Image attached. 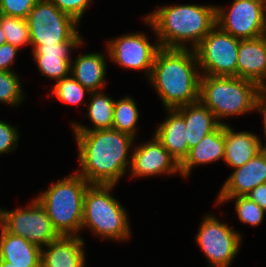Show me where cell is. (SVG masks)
Masks as SVG:
<instances>
[{"label": "cell", "mask_w": 266, "mask_h": 267, "mask_svg": "<svg viewBox=\"0 0 266 267\" xmlns=\"http://www.w3.org/2000/svg\"><path fill=\"white\" fill-rule=\"evenodd\" d=\"M20 75L16 71H0V105L19 107L26 100ZM25 92V93H24Z\"/></svg>", "instance_id": "cell-28"}, {"label": "cell", "mask_w": 266, "mask_h": 267, "mask_svg": "<svg viewBox=\"0 0 266 267\" xmlns=\"http://www.w3.org/2000/svg\"><path fill=\"white\" fill-rule=\"evenodd\" d=\"M87 98H89V103L86 104L85 109L87 111L84 114V118H88L90 124L86 126L75 120L70 124L71 130L96 131L112 129L115 98L106 94L105 90L91 92Z\"/></svg>", "instance_id": "cell-23"}, {"label": "cell", "mask_w": 266, "mask_h": 267, "mask_svg": "<svg viewBox=\"0 0 266 267\" xmlns=\"http://www.w3.org/2000/svg\"><path fill=\"white\" fill-rule=\"evenodd\" d=\"M228 5H216V25L223 31L240 40L266 34V4L263 0H232Z\"/></svg>", "instance_id": "cell-12"}, {"label": "cell", "mask_w": 266, "mask_h": 267, "mask_svg": "<svg viewBox=\"0 0 266 267\" xmlns=\"http://www.w3.org/2000/svg\"><path fill=\"white\" fill-rule=\"evenodd\" d=\"M155 36L152 43L150 37L145 32H129L120 34L111 39H107L104 44L109 54V62L114 63L119 68L130 71L144 72L143 78L150 77L152 66L158 50L161 48L156 37L155 29L150 21L141 17Z\"/></svg>", "instance_id": "cell-9"}, {"label": "cell", "mask_w": 266, "mask_h": 267, "mask_svg": "<svg viewBox=\"0 0 266 267\" xmlns=\"http://www.w3.org/2000/svg\"><path fill=\"white\" fill-rule=\"evenodd\" d=\"M84 42H61L55 45H31V56L37 70L45 79L55 84L68 77L71 70L73 52L82 49Z\"/></svg>", "instance_id": "cell-14"}, {"label": "cell", "mask_w": 266, "mask_h": 267, "mask_svg": "<svg viewBox=\"0 0 266 267\" xmlns=\"http://www.w3.org/2000/svg\"><path fill=\"white\" fill-rule=\"evenodd\" d=\"M2 261L18 267H41V248L1 227Z\"/></svg>", "instance_id": "cell-24"}, {"label": "cell", "mask_w": 266, "mask_h": 267, "mask_svg": "<svg viewBox=\"0 0 266 267\" xmlns=\"http://www.w3.org/2000/svg\"><path fill=\"white\" fill-rule=\"evenodd\" d=\"M106 50V51H105ZM104 51L73 55L71 62V76L90 92L105 90L107 84V47Z\"/></svg>", "instance_id": "cell-16"}, {"label": "cell", "mask_w": 266, "mask_h": 267, "mask_svg": "<svg viewBox=\"0 0 266 267\" xmlns=\"http://www.w3.org/2000/svg\"><path fill=\"white\" fill-rule=\"evenodd\" d=\"M0 267H18V266H11V263H9V262L1 261Z\"/></svg>", "instance_id": "cell-37"}, {"label": "cell", "mask_w": 266, "mask_h": 267, "mask_svg": "<svg viewBox=\"0 0 266 267\" xmlns=\"http://www.w3.org/2000/svg\"><path fill=\"white\" fill-rule=\"evenodd\" d=\"M231 172L221 185L217 197L245 196L258 185L266 183V148Z\"/></svg>", "instance_id": "cell-15"}, {"label": "cell", "mask_w": 266, "mask_h": 267, "mask_svg": "<svg viewBox=\"0 0 266 267\" xmlns=\"http://www.w3.org/2000/svg\"><path fill=\"white\" fill-rule=\"evenodd\" d=\"M240 39L216 25L194 48L201 75L237 77Z\"/></svg>", "instance_id": "cell-11"}, {"label": "cell", "mask_w": 266, "mask_h": 267, "mask_svg": "<svg viewBox=\"0 0 266 267\" xmlns=\"http://www.w3.org/2000/svg\"><path fill=\"white\" fill-rule=\"evenodd\" d=\"M237 77L266 88V35L240 40L237 58Z\"/></svg>", "instance_id": "cell-18"}, {"label": "cell", "mask_w": 266, "mask_h": 267, "mask_svg": "<svg viewBox=\"0 0 266 267\" xmlns=\"http://www.w3.org/2000/svg\"><path fill=\"white\" fill-rule=\"evenodd\" d=\"M225 135L224 124L206 135L196 146L189 149L188 155L180 163L182 179L190 178L193 168L224 161Z\"/></svg>", "instance_id": "cell-20"}, {"label": "cell", "mask_w": 266, "mask_h": 267, "mask_svg": "<svg viewBox=\"0 0 266 267\" xmlns=\"http://www.w3.org/2000/svg\"><path fill=\"white\" fill-rule=\"evenodd\" d=\"M2 261L1 257V226H0V262Z\"/></svg>", "instance_id": "cell-38"}, {"label": "cell", "mask_w": 266, "mask_h": 267, "mask_svg": "<svg viewBox=\"0 0 266 267\" xmlns=\"http://www.w3.org/2000/svg\"><path fill=\"white\" fill-rule=\"evenodd\" d=\"M246 196L266 211V183L258 185L247 193Z\"/></svg>", "instance_id": "cell-35"}, {"label": "cell", "mask_w": 266, "mask_h": 267, "mask_svg": "<svg viewBox=\"0 0 266 267\" xmlns=\"http://www.w3.org/2000/svg\"><path fill=\"white\" fill-rule=\"evenodd\" d=\"M200 78L194 49L161 47L147 82L164 109H176L199 101Z\"/></svg>", "instance_id": "cell-2"}, {"label": "cell", "mask_w": 266, "mask_h": 267, "mask_svg": "<svg viewBox=\"0 0 266 267\" xmlns=\"http://www.w3.org/2000/svg\"><path fill=\"white\" fill-rule=\"evenodd\" d=\"M60 11L74 17L81 22L93 0H50Z\"/></svg>", "instance_id": "cell-32"}, {"label": "cell", "mask_w": 266, "mask_h": 267, "mask_svg": "<svg viewBox=\"0 0 266 267\" xmlns=\"http://www.w3.org/2000/svg\"><path fill=\"white\" fill-rule=\"evenodd\" d=\"M175 110L185 119L189 149L221 125L211 110L200 101L180 106Z\"/></svg>", "instance_id": "cell-22"}, {"label": "cell", "mask_w": 266, "mask_h": 267, "mask_svg": "<svg viewBox=\"0 0 266 267\" xmlns=\"http://www.w3.org/2000/svg\"><path fill=\"white\" fill-rule=\"evenodd\" d=\"M19 51V48L9 43L0 46V71H15L14 65Z\"/></svg>", "instance_id": "cell-33"}, {"label": "cell", "mask_w": 266, "mask_h": 267, "mask_svg": "<svg viewBox=\"0 0 266 267\" xmlns=\"http://www.w3.org/2000/svg\"><path fill=\"white\" fill-rule=\"evenodd\" d=\"M140 111L131 95L115 99L112 129L128 134L137 140Z\"/></svg>", "instance_id": "cell-25"}, {"label": "cell", "mask_w": 266, "mask_h": 267, "mask_svg": "<svg viewBox=\"0 0 266 267\" xmlns=\"http://www.w3.org/2000/svg\"><path fill=\"white\" fill-rule=\"evenodd\" d=\"M83 236H60L41 248V267H87Z\"/></svg>", "instance_id": "cell-17"}, {"label": "cell", "mask_w": 266, "mask_h": 267, "mask_svg": "<svg viewBox=\"0 0 266 267\" xmlns=\"http://www.w3.org/2000/svg\"><path fill=\"white\" fill-rule=\"evenodd\" d=\"M129 172V180L176 174L181 177L180 164L154 134L150 140L134 143Z\"/></svg>", "instance_id": "cell-13"}, {"label": "cell", "mask_w": 266, "mask_h": 267, "mask_svg": "<svg viewBox=\"0 0 266 267\" xmlns=\"http://www.w3.org/2000/svg\"><path fill=\"white\" fill-rule=\"evenodd\" d=\"M117 185L90 184L85 191L81 231L86 229L101 241L128 242L133 232L129 212L113 196Z\"/></svg>", "instance_id": "cell-4"}, {"label": "cell", "mask_w": 266, "mask_h": 267, "mask_svg": "<svg viewBox=\"0 0 266 267\" xmlns=\"http://www.w3.org/2000/svg\"><path fill=\"white\" fill-rule=\"evenodd\" d=\"M38 0H0V14L26 19Z\"/></svg>", "instance_id": "cell-31"}, {"label": "cell", "mask_w": 266, "mask_h": 267, "mask_svg": "<svg viewBox=\"0 0 266 267\" xmlns=\"http://www.w3.org/2000/svg\"><path fill=\"white\" fill-rule=\"evenodd\" d=\"M233 202L234 204V214L237 215V219L244 225L250 227H258L263 224L266 211L263 210L257 203L250 200L245 196H235V197H216L215 207H221L222 205Z\"/></svg>", "instance_id": "cell-27"}, {"label": "cell", "mask_w": 266, "mask_h": 267, "mask_svg": "<svg viewBox=\"0 0 266 267\" xmlns=\"http://www.w3.org/2000/svg\"><path fill=\"white\" fill-rule=\"evenodd\" d=\"M0 26L9 43L19 49L31 47L26 19L0 14Z\"/></svg>", "instance_id": "cell-29"}, {"label": "cell", "mask_w": 266, "mask_h": 267, "mask_svg": "<svg viewBox=\"0 0 266 267\" xmlns=\"http://www.w3.org/2000/svg\"><path fill=\"white\" fill-rule=\"evenodd\" d=\"M17 126L0 119V157L17 150L21 134Z\"/></svg>", "instance_id": "cell-30"}, {"label": "cell", "mask_w": 266, "mask_h": 267, "mask_svg": "<svg viewBox=\"0 0 266 267\" xmlns=\"http://www.w3.org/2000/svg\"><path fill=\"white\" fill-rule=\"evenodd\" d=\"M31 45L84 42L80 23L50 0H38L26 18Z\"/></svg>", "instance_id": "cell-8"}, {"label": "cell", "mask_w": 266, "mask_h": 267, "mask_svg": "<svg viewBox=\"0 0 266 267\" xmlns=\"http://www.w3.org/2000/svg\"><path fill=\"white\" fill-rule=\"evenodd\" d=\"M78 169L89 184L119 185L128 174L135 138L114 129L72 131Z\"/></svg>", "instance_id": "cell-1"}, {"label": "cell", "mask_w": 266, "mask_h": 267, "mask_svg": "<svg viewBox=\"0 0 266 267\" xmlns=\"http://www.w3.org/2000/svg\"><path fill=\"white\" fill-rule=\"evenodd\" d=\"M51 85L47 95L48 98L50 97L52 100L57 99V101L69 106L79 105V107H82V110H85L88 103L85 97H89L91 92L75 80L71 74Z\"/></svg>", "instance_id": "cell-26"}, {"label": "cell", "mask_w": 266, "mask_h": 267, "mask_svg": "<svg viewBox=\"0 0 266 267\" xmlns=\"http://www.w3.org/2000/svg\"><path fill=\"white\" fill-rule=\"evenodd\" d=\"M259 89L255 82L240 77L201 75L199 101L221 124H228L226 119L255 112Z\"/></svg>", "instance_id": "cell-6"}, {"label": "cell", "mask_w": 266, "mask_h": 267, "mask_svg": "<svg viewBox=\"0 0 266 267\" xmlns=\"http://www.w3.org/2000/svg\"><path fill=\"white\" fill-rule=\"evenodd\" d=\"M4 43H6V37H5L4 32L0 26V46L3 45Z\"/></svg>", "instance_id": "cell-36"}, {"label": "cell", "mask_w": 266, "mask_h": 267, "mask_svg": "<svg viewBox=\"0 0 266 267\" xmlns=\"http://www.w3.org/2000/svg\"><path fill=\"white\" fill-rule=\"evenodd\" d=\"M29 202L26 206L20 205L12 210L0 207V226L6 232L24 237L30 243L43 248L60 235L41 203L35 197Z\"/></svg>", "instance_id": "cell-10"}, {"label": "cell", "mask_w": 266, "mask_h": 267, "mask_svg": "<svg viewBox=\"0 0 266 267\" xmlns=\"http://www.w3.org/2000/svg\"><path fill=\"white\" fill-rule=\"evenodd\" d=\"M214 213H206L194 242L203 253L206 267H231L243 245V234Z\"/></svg>", "instance_id": "cell-7"}, {"label": "cell", "mask_w": 266, "mask_h": 267, "mask_svg": "<svg viewBox=\"0 0 266 267\" xmlns=\"http://www.w3.org/2000/svg\"><path fill=\"white\" fill-rule=\"evenodd\" d=\"M89 185L74 170L35 196L60 236H81L84 195Z\"/></svg>", "instance_id": "cell-5"}, {"label": "cell", "mask_w": 266, "mask_h": 267, "mask_svg": "<svg viewBox=\"0 0 266 267\" xmlns=\"http://www.w3.org/2000/svg\"><path fill=\"white\" fill-rule=\"evenodd\" d=\"M164 111V120L153 134L180 164L189 153L185 119L175 109Z\"/></svg>", "instance_id": "cell-21"}, {"label": "cell", "mask_w": 266, "mask_h": 267, "mask_svg": "<svg viewBox=\"0 0 266 267\" xmlns=\"http://www.w3.org/2000/svg\"><path fill=\"white\" fill-rule=\"evenodd\" d=\"M225 149L224 163L231 169L246 164L253 158L263 147L264 140L259 134L251 131H236L232 124H224Z\"/></svg>", "instance_id": "cell-19"}, {"label": "cell", "mask_w": 266, "mask_h": 267, "mask_svg": "<svg viewBox=\"0 0 266 267\" xmlns=\"http://www.w3.org/2000/svg\"><path fill=\"white\" fill-rule=\"evenodd\" d=\"M255 111L256 113H259L262 117V132H263V138H264V143L262 144L264 148H266V88H260L256 100H255Z\"/></svg>", "instance_id": "cell-34"}, {"label": "cell", "mask_w": 266, "mask_h": 267, "mask_svg": "<svg viewBox=\"0 0 266 267\" xmlns=\"http://www.w3.org/2000/svg\"><path fill=\"white\" fill-rule=\"evenodd\" d=\"M176 3L156 5L144 16L153 25L160 47L194 49L216 26V5Z\"/></svg>", "instance_id": "cell-3"}]
</instances>
